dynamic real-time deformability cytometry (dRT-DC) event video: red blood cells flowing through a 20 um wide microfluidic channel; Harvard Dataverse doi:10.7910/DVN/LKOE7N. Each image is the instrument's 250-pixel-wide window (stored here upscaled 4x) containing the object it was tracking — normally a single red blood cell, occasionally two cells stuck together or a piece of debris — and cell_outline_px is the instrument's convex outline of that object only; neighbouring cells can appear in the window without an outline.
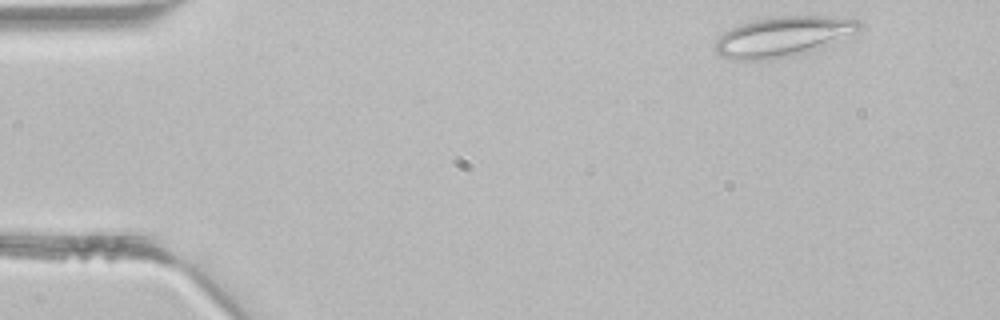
{"species": "common noctule bat (a hibernating species)", "species_latin": "Nyctalus noctula", "temperature_condition": "room temperature", "stored_images_in_passage": 3, "camera_frame_rate_fps": 3000, "um_per_image_px": 0.085, "animal": {"sex": "male", "body_mass_g": 21.5, "forearm_length_mm": 52.0}, "frame": {"image": 1, "passage_image": 1, "time_ms": 0.0, "image_size_px": [1000, 320], "cell_outline_px": [[860, 28], [832, 44], [792, 56], [760, 60], [732, 60], [720, 56], [716, 52], [716, 40], [724, 32], [740, 24], [756, 20], [780, 16], [824, 16], [856, 20], [860, 24]], "centroid_in_image_um": [66.5, 3.12], "position_along_channel_um": 18.5, "area_um2": 33.0}}